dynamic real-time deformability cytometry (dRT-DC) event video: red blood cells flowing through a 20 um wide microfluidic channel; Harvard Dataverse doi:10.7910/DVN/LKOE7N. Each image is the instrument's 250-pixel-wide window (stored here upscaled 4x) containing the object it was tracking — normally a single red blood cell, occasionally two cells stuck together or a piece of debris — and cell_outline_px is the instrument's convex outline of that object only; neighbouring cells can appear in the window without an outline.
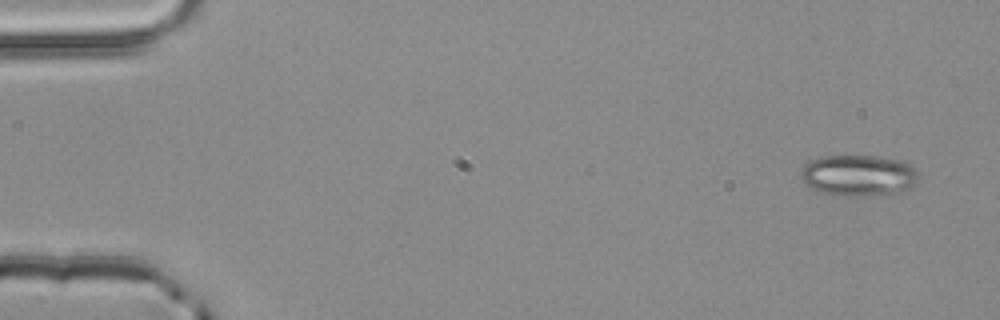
{"species": "common noctule bat (a hibernating species)", "species_latin": "Nyctalus noctula", "temperature_condition": "room temperature", "stored_images_in_passage": 4, "segment_of_instrument_passage": [2, 2], "camera_frame_rate_fps": 3000, "um_per_image_px": 0.085, "animal": {"sex": "male", "body_mass_g": 20.4}, "frame": {"image": 1, "passage_image": 4, "time_ms": 1.0, "image_size_px": [1000, 320], "cell_outline_px": [[916, 184], [904, 192], [844, 196], [824, 192], [812, 188], [804, 184], [800, 176], [800, 172], [812, 160], [824, 156], [872, 156], [904, 160], [916, 168]], "centroid_in_image_um": [73.01, 14.9], "position_along_channel_um": 12.0, "area_um2": 27.92}}